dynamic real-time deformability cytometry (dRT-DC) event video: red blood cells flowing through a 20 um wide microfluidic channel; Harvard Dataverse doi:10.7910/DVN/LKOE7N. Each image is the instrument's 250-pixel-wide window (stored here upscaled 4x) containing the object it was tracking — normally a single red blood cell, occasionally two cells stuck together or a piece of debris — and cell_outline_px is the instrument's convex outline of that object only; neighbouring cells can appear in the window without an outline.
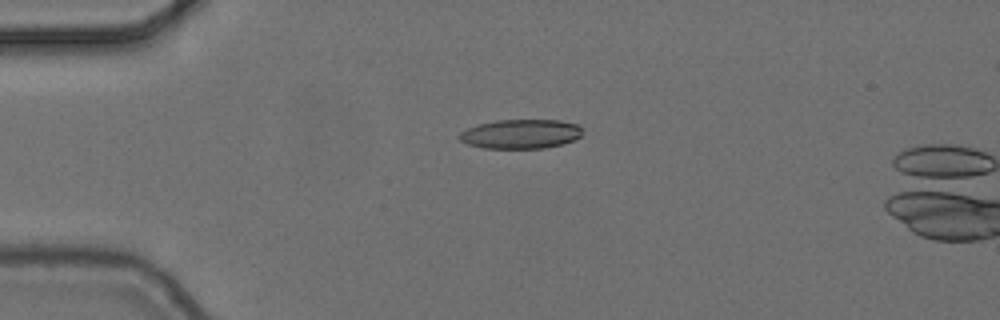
{"species": "common noctule bat (a hibernating species)", "species_latin": "Nyctalus noctula", "temperature_condition": "cold", "stored_images_in_passage": 5, "camera_frame_rate_fps": 3000, "um_per_image_px": 0.085, "animal": {"sex": "female", "body_mass_g": 24.6, "forearm_length_mm": 56.2}, "frame": {"image": 1, "passage_image": 3, "time_ms": 0.667, "image_size_px": [1000, 320], "cell_outline_px": [[584, 128], [580, 136], [564, 144], [544, 148], [484, 148], [468, 144], [460, 140], [456, 136], [460, 132], [468, 128], [480, 124], [496, 120], [560, 120], [580, 124]], "centroid_in_image_um": [44.29, 11.38], "position_along_channel_um": 40.7, "area_um2": 21.15}}